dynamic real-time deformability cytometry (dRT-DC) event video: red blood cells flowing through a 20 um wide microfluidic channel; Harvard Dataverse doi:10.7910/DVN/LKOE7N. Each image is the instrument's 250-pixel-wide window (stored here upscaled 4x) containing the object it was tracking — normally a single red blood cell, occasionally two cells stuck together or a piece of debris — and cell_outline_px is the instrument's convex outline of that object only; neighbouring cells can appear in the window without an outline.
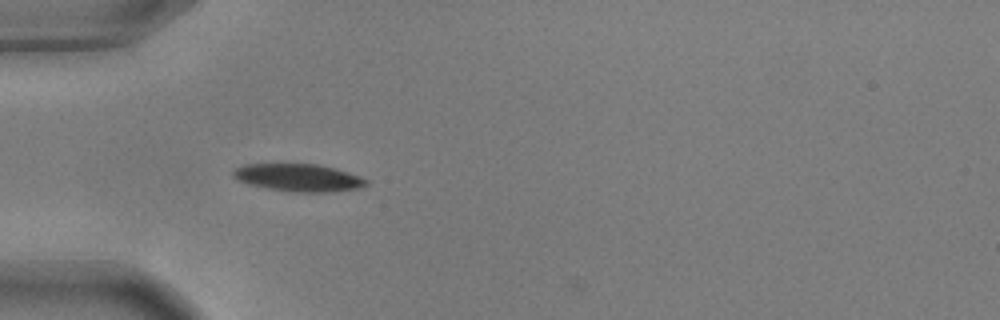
{"species": "common noctule bat (a hibernating species)", "species_latin": "Nyctalus noctula", "temperature_condition": "warm", "stored_images_in_passage": 4, "camera_frame_rate_fps": 3000, "um_per_image_px": 0.085, "animal": {"sex": "male", "body_mass_g": 17.9, "forearm_length_mm": 54.2}, "frame": {"image": 1, "passage_image": 1, "time_ms": 0.0, "image_size_px": [1000, 320], "cell_outline_px": [[368, 184], [360, 188], [332, 192], [288, 192], [248, 184], [236, 180], [232, 176], [232, 172], [236, 168], [244, 164], [316, 164], [348, 172], [360, 176], [368, 180]], "centroid_in_image_um": [25.36, 15.11], "position_along_channel_um": 59.6, "area_um2": 21.44}}